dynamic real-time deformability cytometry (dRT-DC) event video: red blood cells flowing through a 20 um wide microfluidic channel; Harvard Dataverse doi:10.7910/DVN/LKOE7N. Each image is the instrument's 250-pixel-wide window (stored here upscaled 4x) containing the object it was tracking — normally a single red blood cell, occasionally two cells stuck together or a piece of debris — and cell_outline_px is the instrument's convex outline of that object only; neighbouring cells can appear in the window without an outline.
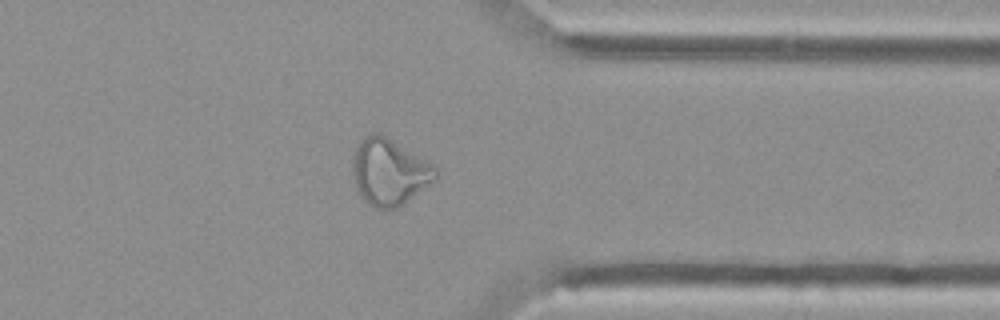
{"species": "Egyptian fruit bat (a non-hibernating species)", "species_latin": "Rousettus aegyptiacus", "temperature_condition": "cold", "stored_images_in_passage": 54, "camera_frame_rate_fps": 3000, "um_per_image_px": 0.085, "animal": {"sex": "female"}, "frame": {"image": 1, "passage_image": 43, "time_ms": 14.0, "image_size_px": [1000, 320], "cell_outline_px": [[440, 172], [436, 180], [404, 204], [396, 208], [376, 208], [368, 204], [364, 200], [356, 188], [352, 176], [352, 164], [356, 148], [372, 132], [376, 132], [388, 136], [432, 164]], "centroid_in_image_um": [33.11, 14.63], "position_along_channel_um": 378.3, "area_um2": 32.14}}
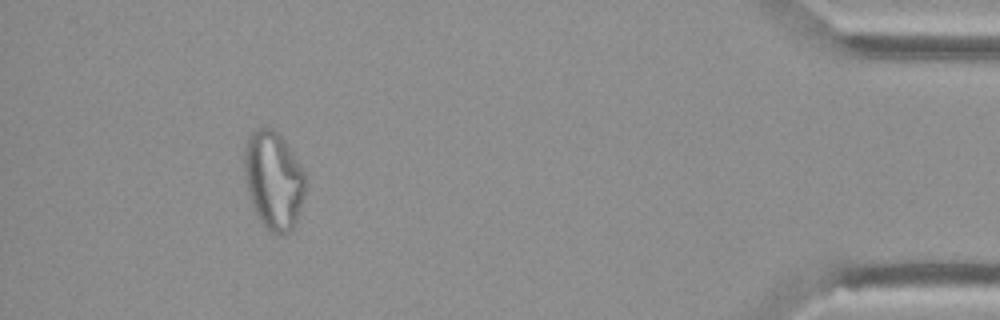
{"frame": {"image": 2, "passage_image": 50, "time_ms": 16.333, "image_size_px": [1000, 320], "cell_outline_px": [[304, 196], [296, 224], [284, 236], [276, 236], [264, 228], [252, 204], [248, 192], [244, 172], [244, 152], [248, 136], [252, 132], [260, 128], [272, 128], [284, 140], [292, 152], [304, 172]], "centroid_in_image_um": [23.25, 15.37], "position_along_channel_um": 412.0, "area_um2": 34.8}}